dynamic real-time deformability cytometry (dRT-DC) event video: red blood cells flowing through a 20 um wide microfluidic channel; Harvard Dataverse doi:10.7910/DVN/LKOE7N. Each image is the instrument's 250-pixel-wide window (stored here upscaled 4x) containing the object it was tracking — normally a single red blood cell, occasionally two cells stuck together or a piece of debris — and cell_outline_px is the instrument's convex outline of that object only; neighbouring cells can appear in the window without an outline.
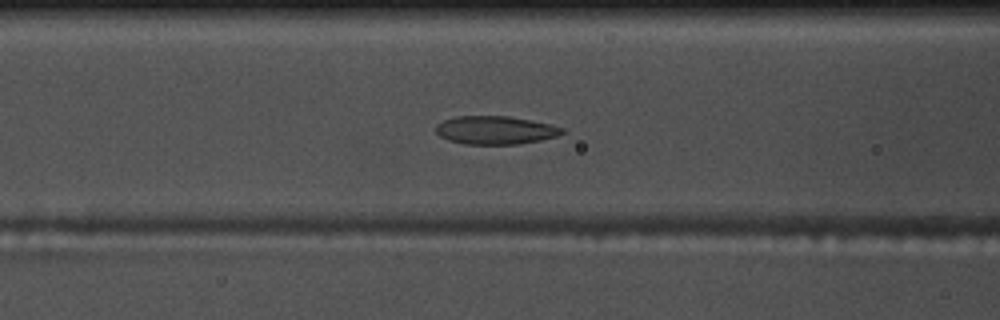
{"species": "common noctule bat (a hibernating species)", "species_latin": "Nyctalus noctula", "temperature_condition": "warm", "stored_images_in_passage": 55, "camera_frame_rate_fps": 3000, "um_per_image_px": 0.085, "animal": {"sex": "male", "body_mass_g": 17.5, "forearm_length_mm": 52.3}, "frame": {"image": 1, "passage_image": 22, "time_ms": 7.0, "image_size_px": [1000, 320], "cell_outline_px": [[564, 132], [556, 136], [540, 140], [520, 144], [464, 144], [448, 140], [440, 136], [436, 132], [436, 124], [444, 120], [456, 116], [508, 116], [548, 124], [564, 128]], "centroid_in_image_um": [42.07, 11.07], "position_along_channel_um": 124.5, "area_um2": 20.63}}
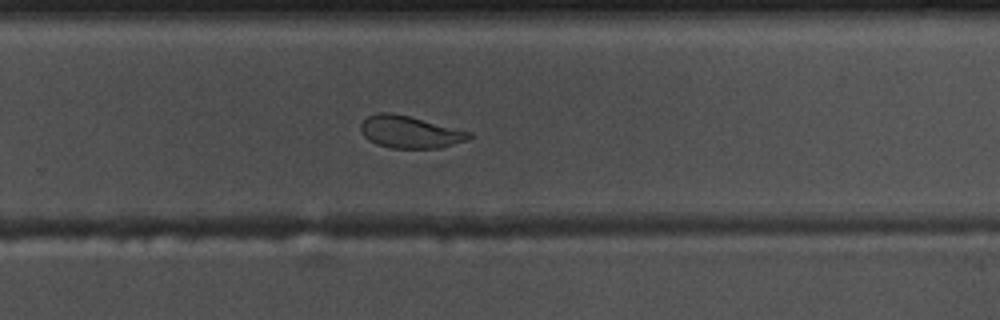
{"frame": {"image": 2, "passage_image": 36, "time_ms": 11.667, "image_size_px": [1000, 320], "cell_outline_px": [[472, 136], [468, 140], [440, 148], [392, 148], [376, 144], [368, 140], [364, 136], [360, 128], [360, 124], [368, 116], [376, 112], [388, 112], [408, 116], [472, 132]], "centroid_in_image_um": [34.83, 11.22], "position_along_channel_um": 295.0, "area_um2": 20.29}}
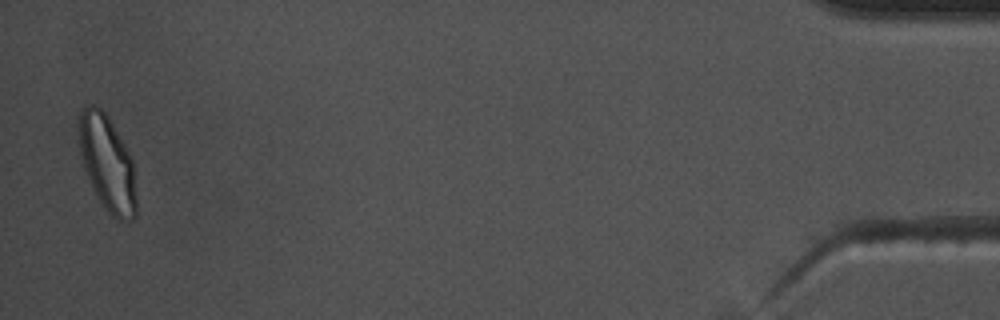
{"frame": {"image": 3, "passage_image": 54, "time_ms": 17.667, "image_size_px": [1000, 320], "cell_outline_px": [[136, 216], [132, 220], [116, 220], [104, 208], [96, 196], [92, 188], [84, 168], [80, 156], [80, 108], [84, 104], [96, 104], [108, 116], [124, 144], [132, 160], [136, 196]], "centroid_in_image_um": [9.11, 13.89], "position_along_channel_um": 426.1, "area_um2": 31.91}, "authors_computed_cell_mechanics": {"area_um2": 22.6576, "velocity_mm_per_s": 3.6646, "shape_relaxation_time_tau1_ms": 6.4576, "shape_relaxation_time_tau2_ms": 1.6731, "deformation_change_tau1": 0.1603, "deformation_change_tau2": 0.0712}}